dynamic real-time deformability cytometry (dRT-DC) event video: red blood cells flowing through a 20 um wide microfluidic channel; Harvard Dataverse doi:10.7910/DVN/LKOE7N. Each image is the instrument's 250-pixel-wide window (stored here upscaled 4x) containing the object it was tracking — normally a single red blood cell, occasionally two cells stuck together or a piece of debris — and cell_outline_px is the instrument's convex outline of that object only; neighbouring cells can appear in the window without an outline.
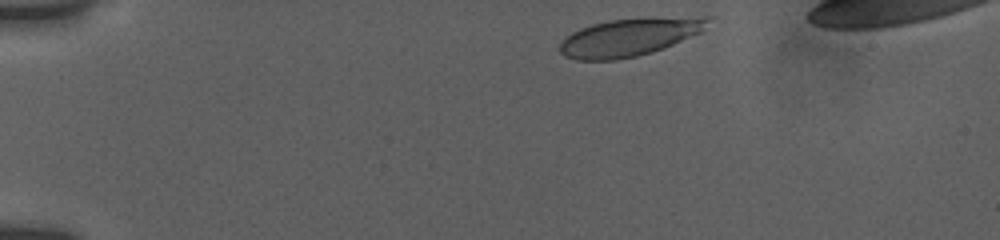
{"species": "human", "species_latin": "Homo sapiens", "temperature_condition": "room temperature", "stored_images_in_passage": 26, "camera_frame_rate_fps": 3000, "um_per_image_px": 0.085, "donor": {"sex": "female"}, "frame": {"image": 1, "passage_image": 1, "time_ms": 0.0, "image_size_px": [1000, 240], "cell_outline_px": [[708, 20], [700, 32], [672, 44], [636, 56], [616, 60], [576, 60], [564, 56], [560, 52], [560, 44], [572, 32], [580, 28], [592, 24], [608, 20], [648, 16]], "centroid_in_image_um": [53.34, 3.17], "position_along_channel_um": 31.7, "area_um2": 31.67}}
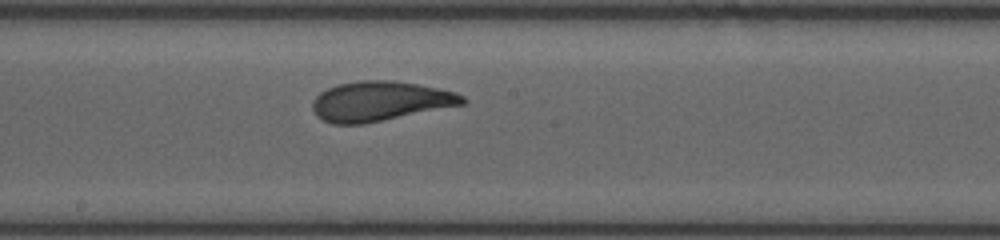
{"frame": {"image": 2, "passage_image": 14, "time_ms": 7.0, "image_size_px": [1000, 240], "cell_outline_px": [[468, 100], [464, 104], [364, 124], [332, 124], [316, 116], [312, 108], [312, 100], [320, 92], [336, 84], [360, 80], [392, 80], [416, 84], [456, 92], [464, 96]], "centroid_in_image_um": [32.28, 8.6], "position_along_channel_um": 215.9, "area_um2": 34.74}}
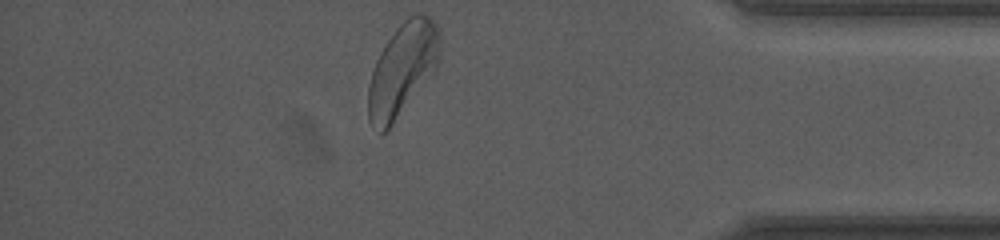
{"frame": {"image": 3, "passage_image": 26, "time_ms": 12.667, "image_size_px": [1000, 240], "cell_outline_px": [[440, 60], [392, 124], [384, 132], [380, 132], [368, 120], [368, 84], [376, 60], [380, 52], [396, 28], [404, 20], [416, 12], [420, 12], [428, 16], [436, 24], [440, 32]], "centroid_in_image_um": [34.19, 5.83], "position_along_channel_um": 401.0, "area_um2": 37.74}, "authors_computed_cell_mechanics": {"area_um2": 34.2754, "velocity_mm_per_s": 3.7514, "shape_relaxation_time_tau1_ms": 2.6809, "shape_relaxation_time_tau2_ms": 1.0706, "deformation_change_tau1": 0.1402, "deformation_change_tau2": 0.0747}}